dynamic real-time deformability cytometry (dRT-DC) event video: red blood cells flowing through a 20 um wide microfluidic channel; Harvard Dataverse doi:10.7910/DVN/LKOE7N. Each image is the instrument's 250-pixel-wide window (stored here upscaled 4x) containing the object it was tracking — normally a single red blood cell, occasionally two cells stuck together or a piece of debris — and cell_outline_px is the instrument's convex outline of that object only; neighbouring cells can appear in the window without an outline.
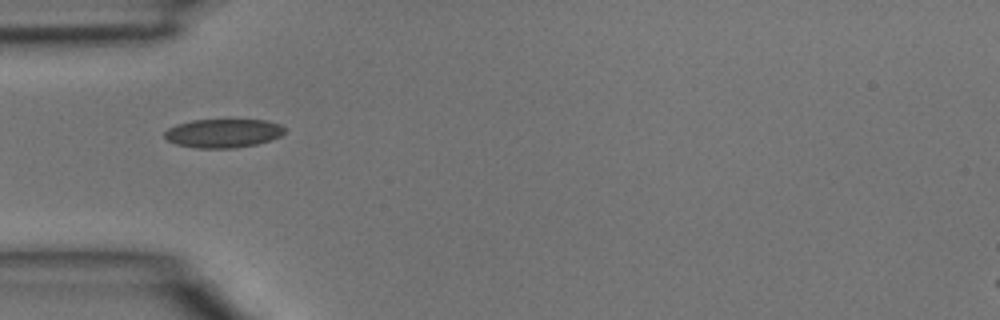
{"species": "common noctule bat (a hibernating species)", "species_latin": "Nyctalus noctula", "temperature_condition": "room temperature", "stored_images_in_passage": 32, "camera_frame_rate_fps": 3000, "um_per_image_px": 0.085, "animal": {"sex": "male", "body_mass_g": 15.6}, "frame": {"image": 1, "passage_image": 1, "time_ms": 0.0, "image_size_px": [1000, 320], "cell_outline_px": [[288, 128], [280, 136], [256, 144], [236, 148], [196, 148], [176, 144], [168, 140], [164, 136], [164, 132], [168, 128], [176, 124], [192, 120], [268, 120], [280, 124]], "centroid_in_image_um": [18.98, 11.32], "position_along_channel_um": 66.0, "area_um2": 20.17}}
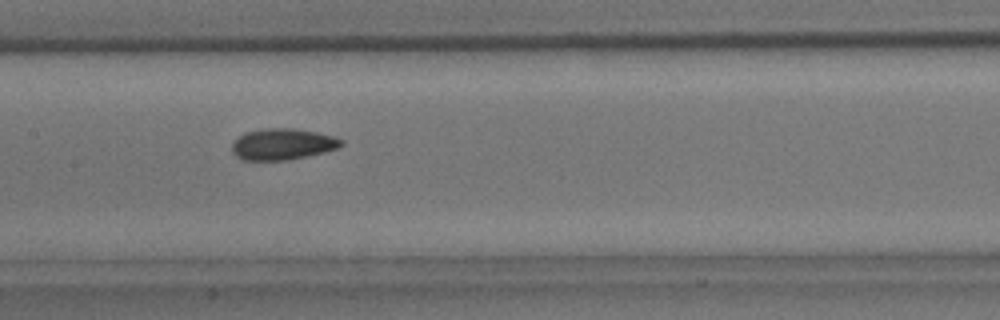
{"frame": {"image": 2, "passage_image": 9, "time_ms": 2.667, "image_size_px": [1000, 320], "cell_outline_px": [[344, 144], [336, 148], [324, 152], [288, 160], [244, 160], [236, 156], [232, 152], [232, 144], [244, 132], [264, 128], [292, 128], [316, 132], [336, 136], [344, 140]], "centroid_in_image_um": [24.03, 12.25], "position_along_channel_um": 183.4, "area_um2": 19.94}}
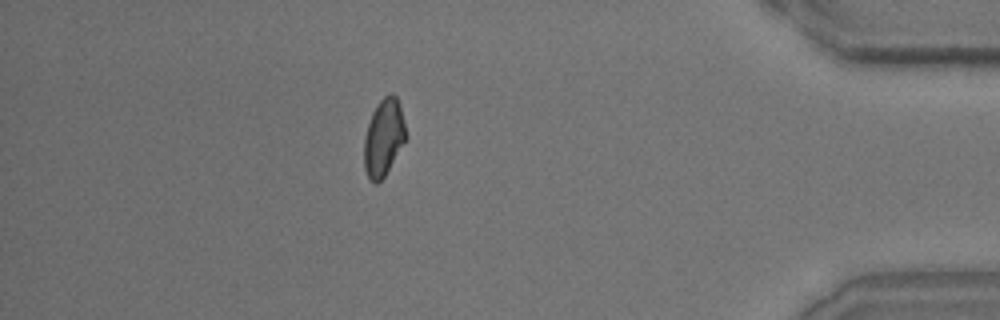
{"frame": {"image": 3, "passage_image": 27, "time_ms": 8.667, "image_size_px": [1000, 320], "cell_outline_px": [[408, 136], [384, 176], [376, 184], [368, 176], [364, 168], [364, 136], [372, 112], [380, 100], [388, 92], [392, 92], [396, 96], [400, 104]], "centroid_in_image_um": [32.62, 11.64], "position_along_channel_um": 402.6, "area_um2": 18.79}}